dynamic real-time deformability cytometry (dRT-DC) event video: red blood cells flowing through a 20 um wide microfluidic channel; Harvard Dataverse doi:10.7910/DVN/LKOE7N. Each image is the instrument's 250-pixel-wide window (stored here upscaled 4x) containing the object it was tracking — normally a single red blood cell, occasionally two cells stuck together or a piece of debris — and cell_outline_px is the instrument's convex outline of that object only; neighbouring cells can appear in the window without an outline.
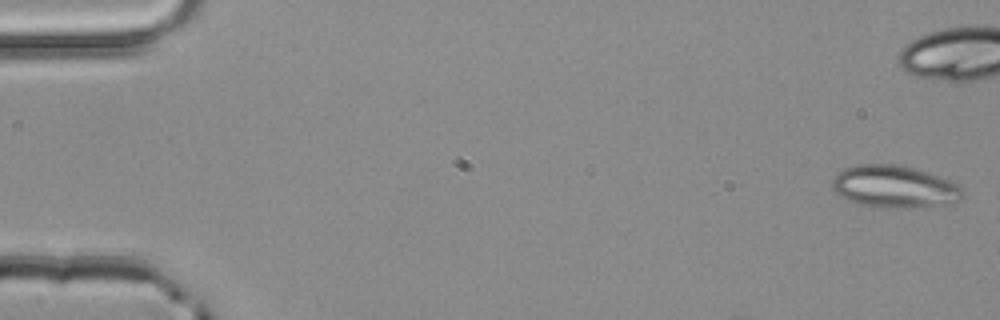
{"species": "common noctule bat (a hibernating species)", "species_latin": "Nyctalus noctula", "temperature_condition": "room temperature", "stored_images_in_passage": 15, "camera_frame_rate_fps": 3000, "um_per_image_px": 0.085, "animal": {"sex": "male", "body_mass_g": 20.4}, "frame": {"image": 1, "passage_image": 1, "time_ms": 0.0, "image_size_px": [1000, 320], "cell_outline_px": [[964, 196], [948, 204], [904, 208], [872, 208], [848, 200], [840, 196], [832, 188], [832, 180], [836, 172], [844, 168], [860, 164], [896, 164], [912, 168], [948, 180], [956, 184], [964, 192]], "centroid_in_image_um": [75.95, 15.88], "position_along_channel_um": 9.0, "area_um2": 32.02}}